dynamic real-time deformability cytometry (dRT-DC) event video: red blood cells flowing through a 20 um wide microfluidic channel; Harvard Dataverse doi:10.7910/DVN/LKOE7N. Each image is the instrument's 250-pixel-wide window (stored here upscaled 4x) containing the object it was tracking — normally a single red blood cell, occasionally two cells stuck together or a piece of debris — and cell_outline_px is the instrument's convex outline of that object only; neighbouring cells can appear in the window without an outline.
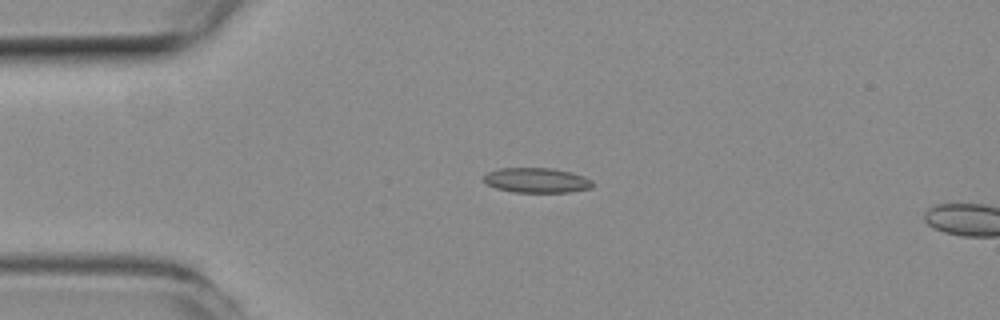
{"species": "common noctule bat (a hibernating species)", "species_latin": "Nyctalus noctula", "temperature_condition": "room temperature", "stored_images_in_passage": 4, "camera_frame_rate_fps": 3000, "um_per_image_px": 0.085, "animal": {"sex": "female", "body_mass_g": 19.3, "forearm_length_mm": 54.1}, "frame": {"image": 1, "passage_image": 1, "time_ms": 0.0, "image_size_px": [1000, 320], "cell_outline_px": [[592, 188], [568, 192], [512, 192], [496, 188], [488, 184], [484, 180], [484, 176], [488, 172], [500, 168], [552, 168], [572, 172], [584, 176], [592, 180]], "centroid_in_image_um": [45.64, 15.32], "position_along_channel_um": 39.4, "area_um2": 15.78}}